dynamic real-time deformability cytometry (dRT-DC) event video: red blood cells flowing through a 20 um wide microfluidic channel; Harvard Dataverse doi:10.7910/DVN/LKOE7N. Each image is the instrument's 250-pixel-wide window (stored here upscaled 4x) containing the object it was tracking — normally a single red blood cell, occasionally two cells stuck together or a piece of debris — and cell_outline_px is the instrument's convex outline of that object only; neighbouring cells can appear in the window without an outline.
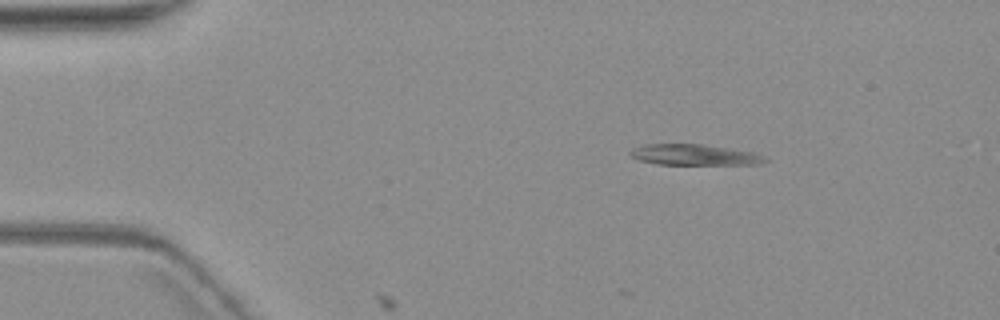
{"species": "common noctule bat (a hibernating species)", "species_latin": "Nyctalus noctula", "temperature_condition": "warm", "stored_images_in_passage": 3, "camera_frame_rate_fps": 3000, "um_per_image_px": 0.085, "animal": {"sex": "female", "body_mass_g": 19.3, "forearm_length_mm": 54.1}, "frame": {"image": 1, "passage_image": 1, "time_ms": 0.0, "image_size_px": [1000, 320], "cell_outline_px": [[768, 160], [760, 164], [656, 164], [640, 160], [632, 156], [628, 152], [632, 148], [644, 144], [700, 144], [752, 152], [764, 156]], "centroid_in_image_um": [58.98, 13.16], "position_along_channel_um": 26.0, "area_um2": 16.13}}